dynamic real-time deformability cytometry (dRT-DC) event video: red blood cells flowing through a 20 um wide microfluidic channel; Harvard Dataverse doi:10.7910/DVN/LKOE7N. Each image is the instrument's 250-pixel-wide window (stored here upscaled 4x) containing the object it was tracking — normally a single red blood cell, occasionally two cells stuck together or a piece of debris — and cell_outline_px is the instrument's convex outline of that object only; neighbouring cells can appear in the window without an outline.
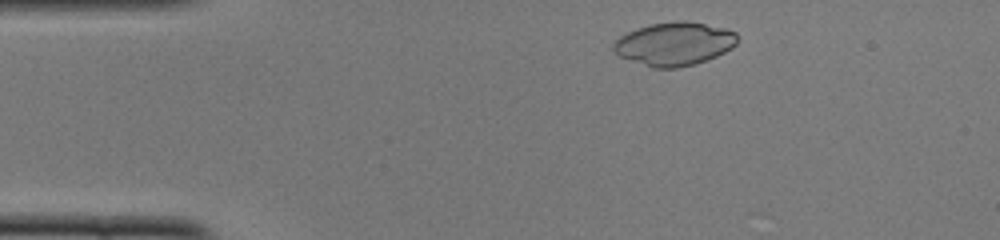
{"species": "common noctule bat (a hibernating species)", "species_latin": "Nyctalus noctula", "temperature_condition": "cold", "stored_images_in_passage": 27, "camera_frame_rate_fps": 3000, "um_per_image_px": 0.085, "animal": {"sex": "female", "body_mass_g": 22.0, "forearm_length_mm": 56.7}, "frame": {"image": 1, "passage_image": 3, "time_ms": 0.667, "image_size_px": [1000, 240], "cell_outline_px": [[736, 44], [732, 48], [716, 56], [692, 64], [676, 68], [652, 68], [620, 56], [612, 48], [612, 44], [620, 36], [636, 28], [648, 24], [676, 20], [688, 20], [724, 28], [736, 32]], "centroid_in_image_um": [57.3, 3.7], "position_along_channel_um": 27.7, "area_um2": 31.21}}